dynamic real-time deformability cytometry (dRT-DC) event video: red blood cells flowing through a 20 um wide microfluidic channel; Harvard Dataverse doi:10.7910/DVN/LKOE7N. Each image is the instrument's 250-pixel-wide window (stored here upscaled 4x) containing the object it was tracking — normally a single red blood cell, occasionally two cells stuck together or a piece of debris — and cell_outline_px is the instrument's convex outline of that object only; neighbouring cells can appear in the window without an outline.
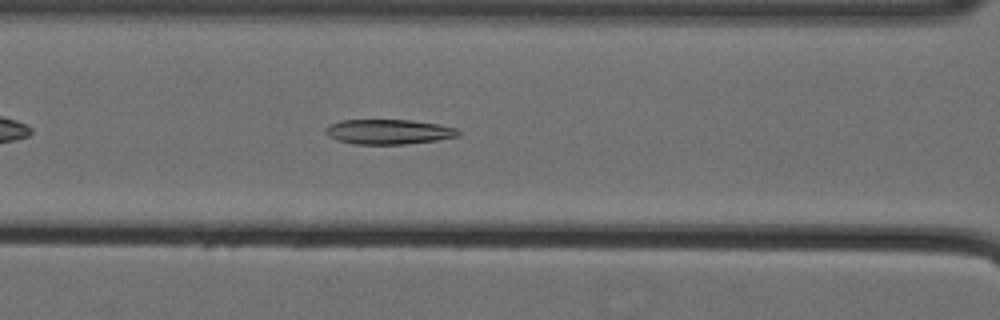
{"species": "Egyptian fruit bat (a non-hibernating species)", "species_latin": "Rousettus aegyptiacus", "temperature_condition": "cold", "stored_images_in_passage": 39, "camera_frame_rate_fps": 3000, "um_per_image_px": 0.085, "animal": {"sex": "female"}, "frame": {"image": 1, "passage_image": 8, "time_ms": 2.333, "image_size_px": [1000, 320], "cell_outline_px": [[460, 136], [436, 140], [404, 144], [352, 144], [336, 140], [328, 136], [324, 132], [324, 128], [328, 124], [340, 120], [412, 120], [440, 124], [456, 128], [460, 132]], "centroid_in_image_um": [32.99, 11.19], "position_along_channel_um": 133.6, "area_um2": 19.48}}
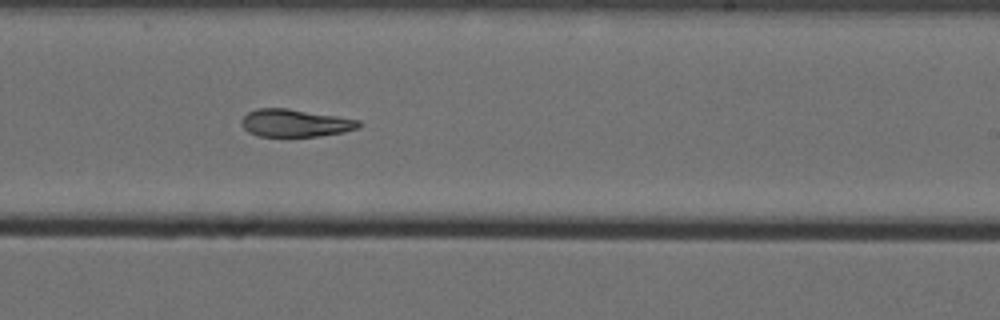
{"frame": {"image": 2, "passage_image": 19, "time_ms": 6.0, "image_size_px": [1000, 320], "cell_outline_px": [[360, 128], [344, 132], [320, 136], [260, 136], [248, 132], [244, 128], [240, 120], [248, 112], [256, 108], [288, 108], [360, 120]], "centroid_in_image_um": [25.09, 10.45], "position_along_channel_um": 263.9, "area_um2": 18.84}}
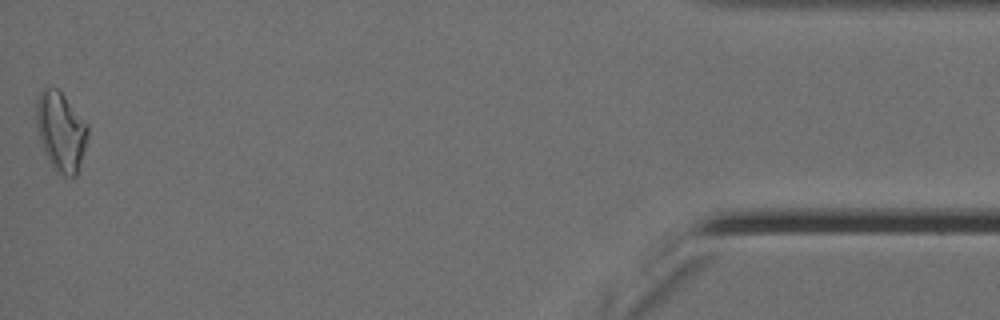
{"frame": {"image": 3, "passage_image": 39, "time_ms": 12.667, "image_size_px": [1000, 320], "cell_outline_px": [[88, 136], [76, 176], [64, 176], [56, 172], [48, 160], [40, 140], [36, 128], [36, 100], [44, 84], [56, 88], [64, 96], [88, 124]], "centroid_in_image_um": [5.15, 11.14], "position_along_channel_um": 430.1, "area_um2": 23.81}, "authors_computed_cell_mechanics": {"area_um2": 19.9988, "velocity_mm_per_s": 3.5681, "shape_relaxation_time_tau1_ms": 4.7236, "shape_relaxation_time_tau2_ms": 9.6801, "deformation_change_tau1": 0.1678, "deformation_change_tau2": 0.164}}